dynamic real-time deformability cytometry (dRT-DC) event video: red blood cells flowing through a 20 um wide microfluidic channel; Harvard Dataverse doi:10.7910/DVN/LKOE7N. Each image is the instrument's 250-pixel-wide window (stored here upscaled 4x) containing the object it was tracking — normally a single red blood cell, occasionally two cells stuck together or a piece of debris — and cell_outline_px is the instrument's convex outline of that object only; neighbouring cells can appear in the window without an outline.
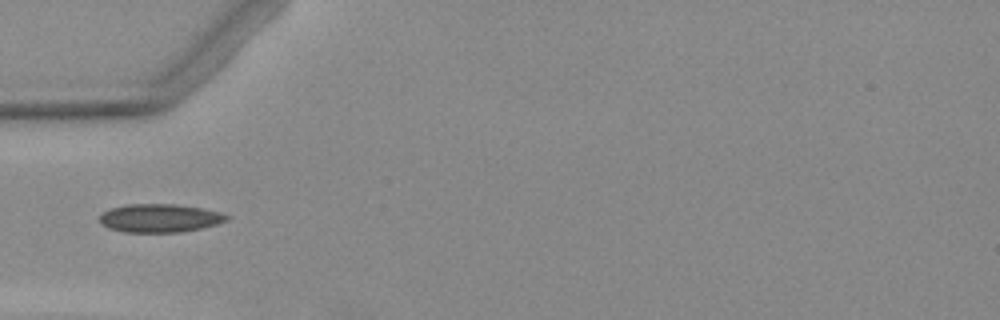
{"species": "Egyptian fruit bat (a non-hibernating species)", "species_latin": "Rousettus aegyptiacus", "temperature_condition": "warm", "stored_images_in_passage": 2, "camera_frame_rate_fps": 3000, "um_per_image_px": 0.085, "animal": {"sex": "female"}, "frame": {"image": 1, "passage_image": 2, "time_ms": 1.333, "image_size_px": [1000, 320], "cell_outline_px": [[228, 220], [216, 224], [200, 228], [180, 232], [124, 232], [108, 228], [100, 224], [100, 216], [104, 212], [112, 208], [128, 204], [176, 204], [200, 208], [220, 212], [228, 216]], "centroid_in_image_um": [13.55, 18.54], "position_along_channel_um": 71.4, "area_um2": 20.81}}